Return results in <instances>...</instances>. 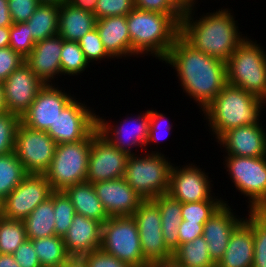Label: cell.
Returning a JSON list of instances; mask_svg holds the SVG:
<instances>
[{"instance_id":"obj_48","label":"cell","mask_w":266,"mask_h":267,"mask_svg":"<svg viewBox=\"0 0 266 267\" xmlns=\"http://www.w3.org/2000/svg\"><path fill=\"white\" fill-rule=\"evenodd\" d=\"M12 255L20 267H41L30 239L25 240Z\"/></svg>"},{"instance_id":"obj_15","label":"cell","mask_w":266,"mask_h":267,"mask_svg":"<svg viewBox=\"0 0 266 267\" xmlns=\"http://www.w3.org/2000/svg\"><path fill=\"white\" fill-rule=\"evenodd\" d=\"M132 117L133 115L130 117L128 116L126 119H123L125 121L120 122V124L116 126L115 124L112 126L113 124L108 123L103 117L97 115V128L99 133L113 146L125 152L128 156L136 155V153L132 151L134 146L135 148L140 147L142 151L148 152L149 110L145 111L143 114H138L137 117Z\"/></svg>"},{"instance_id":"obj_2","label":"cell","mask_w":266,"mask_h":267,"mask_svg":"<svg viewBox=\"0 0 266 267\" xmlns=\"http://www.w3.org/2000/svg\"><path fill=\"white\" fill-rule=\"evenodd\" d=\"M223 8L199 19L193 16L194 8L184 11L180 36L194 49L226 62L247 37L239 31L231 9Z\"/></svg>"},{"instance_id":"obj_47","label":"cell","mask_w":266,"mask_h":267,"mask_svg":"<svg viewBox=\"0 0 266 267\" xmlns=\"http://www.w3.org/2000/svg\"><path fill=\"white\" fill-rule=\"evenodd\" d=\"M135 8L164 14H183L173 0H134Z\"/></svg>"},{"instance_id":"obj_31","label":"cell","mask_w":266,"mask_h":267,"mask_svg":"<svg viewBox=\"0 0 266 267\" xmlns=\"http://www.w3.org/2000/svg\"><path fill=\"white\" fill-rule=\"evenodd\" d=\"M59 5L43 4L37 7L26 23L35 43L58 35Z\"/></svg>"},{"instance_id":"obj_43","label":"cell","mask_w":266,"mask_h":267,"mask_svg":"<svg viewBox=\"0 0 266 267\" xmlns=\"http://www.w3.org/2000/svg\"><path fill=\"white\" fill-rule=\"evenodd\" d=\"M163 113H159L158 111L149 110V138L147 141V145L150 143H160L159 141L164 140L169 135L170 130L172 129V123L170 125V121L167 119V117ZM164 127V128H163ZM166 132V134H164ZM164 134V137L161 136V134ZM163 137V138H161Z\"/></svg>"},{"instance_id":"obj_5","label":"cell","mask_w":266,"mask_h":267,"mask_svg":"<svg viewBox=\"0 0 266 267\" xmlns=\"http://www.w3.org/2000/svg\"><path fill=\"white\" fill-rule=\"evenodd\" d=\"M227 84L239 87L266 103V52L248 37L226 61Z\"/></svg>"},{"instance_id":"obj_37","label":"cell","mask_w":266,"mask_h":267,"mask_svg":"<svg viewBox=\"0 0 266 267\" xmlns=\"http://www.w3.org/2000/svg\"><path fill=\"white\" fill-rule=\"evenodd\" d=\"M217 197L213 196L210 200L200 202L181 203L182 220L205 223L223 203L228 202Z\"/></svg>"},{"instance_id":"obj_18","label":"cell","mask_w":266,"mask_h":267,"mask_svg":"<svg viewBox=\"0 0 266 267\" xmlns=\"http://www.w3.org/2000/svg\"><path fill=\"white\" fill-rule=\"evenodd\" d=\"M45 84L23 62L3 82L7 112L22 116Z\"/></svg>"},{"instance_id":"obj_20","label":"cell","mask_w":266,"mask_h":267,"mask_svg":"<svg viewBox=\"0 0 266 267\" xmlns=\"http://www.w3.org/2000/svg\"><path fill=\"white\" fill-rule=\"evenodd\" d=\"M227 155L240 157L266 156V132L262 123L232 128L217 140Z\"/></svg>"},{"instance_id":"obj_29","label":"cell","mask_w":266,"mask_h":267,"mask_svg":"<svg viewBox=\"0 0 266 267\" xmlns=\"http://www.w3.org/2000/svg\"><path fill=\"white\" fill-rule=\"evenodd\" d=\"M54 191L24 220L27 239H39L55 235Z\"/></svg>"},{"instance_id":"obj_50","label":"cell","mask_w":266,"mask_h":267,"mask_svg":"<svg viewBox=\"0 0 266 267\" xmlns=\"http://www.w3.org/2000/svg\"><path fill=\"white\" fill-rule=\"evenodd\" d=\"M13 24L8 0H0V27H11Z\"/></svg>"},{"instance_id":"obj_53","label":"cell","mask_w":266,"mask_h":267,"mask_svg":"<svg viewBox=\"0 0 266 267\" xmlns=\"http://www.w3.org/2000/svg\"><path fill=\"white\" fill-rule=\"evenodd\" d=\"M0 267H20L12 254H0Z\"/></svg>"},{"instance_id":"obj_41","label":"cell","mask_w":266,"mask_h":267,"mask_svg":"<svg viewBox=\"0 0 266 267\" xmlns=\"http://www.w3.org/2000/svg\"><path fill=\"white\" fill-rule=\"evenodd\" d=\"M80 48L82 49L86 61L91 62L103 60L105 58L111 59L112 57L107 53L100 37L98 30L94 28L83 36L79 41Z\"/></svg>"},{"instance_id":"obj_6","label":"cell","mask_w":266,"mask_h":267,"mask_svg":"<svg viewBox=\"0 0 266 267\" xmlns=\"http://www.w3.org/2000/svg\"><path fill=\"white\" fill-rule=\"evenodd\" d=\"M149 152L128 156L124 175L126 182L144 200L168 193L173 165L159 150Z\"/></svg>"},{"instance_id":"obj_46","label":"cell","mask_w":266,"mask_h":267,"mask_svg":"<svg viewBox=\"0 0 266 267\" xmlns=\"http://www.w3.org/2000/svg\"><path fill=\"white\" fill-rule=\"evenodd\" d=\"M81 257L87 262L88 267H134L126 262L120 261L102 249L86 253Z\"/></svg>"},{"instance_id":"obj_42","label":"cell","mask_w":266,"mask_h":267,"mask_svg":"<svg viewBox=\"0 0 266 267\" xmlns=\"http://www.w3.org/2000/svg\"><path fill=\"white\" fill-rule=\"evenodd\" d=\"M134 8V0H98L94 15L97 20L112 16H127Z\"/></svg>"},{"instance_id":"obj_30","label":"cell","mask_w":266,"mask_h":267,"mask_svg":"<svg viewBox=\"0 0 266 267\" xmlns=\"http://www.w3.org/2000/svg\"><path fill=\"white\" fill-rule=\"evenodd\" d=\"M171 263L177 267H216L203 236L179 245L173 252Z\"/></svg>"},{"instance_id":"obj_21","label":"cell","mask_w":266,"mask_h":267,"mask_svg":"<svg viewBox=\"0 0 266 267\" xmlns=\"http://www.w3.org/2000/svg\"><path fill=\"white\" fill-rule=\"evenodd\" d=\"M237 217L231 206L223 203L204 224L203 237L216 264L223 257L232 232L244 221V217Z\"/></svg>"},{"instance_id":"obj_45","label":"cell","mask_w":266,"mask_h":267,"mask_svg":"<svg viewBox=\"0 0 266 267\" xmlns=\"http://www.w3.org/2000/svg\"><path fill=\"white\" fill-rule=\"evenodd\" d=\"M24 60L9 46L0 48V81L4 82L13 71L25 62Z\"/></svg>"},{"instance_id":"obj_44","label":"cell","mask_w":266,"mask_h":267,"mask_svg":"<svg viewBox=\"0 0 266 267\" xmlns=\"http://www.w3.org/2000/svg\"><path fill=\"white\" fill-rule=\"evenodd\" d=\"M40 5L38 0H8L13 23H22L30 19Z\"/></svg>"},{"instance_id":"obj_49","label":"cell","mask_w":266,"mask_h":267,"mask_svg":"<svg viewBox=\"0 0 266 267\" xmlns=\"http://www.w3.org/2000/svg\"><path fill=\"white\" fill-rule=\"evenodd\" d=\"M204 224L182 220L178 229L179 244L191 242L195 238L203 236Z\"/></svg>"},{"instance_id":"obj_16","label":"cell","mask_w":266,"mask_h":267,"mask_svg":"<svg viewBox=\"0 0 266 267\" xmlns=\"http://www.w3.org/2000/svg\"><path fill=\"white\" fill-rule=\"evenodd\" d=\"M74 98L55 83L46 84L37 93L30 107L20 116L21 123L34 130L47 131Z\"/></svg>"},{"instance_id":"obj_32","label":"cell","mask_w":266,"mask_h":267,"mask_svg":"<svg viewBox=\"0 0 266 267\" xmlns=\"http://www.w3.org/2000/svg\"><path fill=\"white\" fill-rule=\"evenodd\" d=\"M31 241L41 267H60L70 257L62 237L54 235Z\"/></svg>"},{"instance_id":"obj_56","label":"cell","mask_w":266,"mask_h":267,"mask_svg":"<svg viewBox=\"0 0 266 267\" xmlns=\"http://www.w3.org/2000/svg\"><path fill=\"white\" fill-rule=\"evenodd\" d=\"M6 111L3 82L0 81V114Z\"/></svg>"},{"instance_id":"obj_7","label":"cell","mask_w":266,"mask_h":267,"mask_svg":"<svg viewBox=\"0 0 266 267\" xmlns=\"http://www.w3.org/2000/svg\"><path fill=\"white\" fill-rule=\"evenodd\" d=\"M92 133L82 141L58 144L54 157L44 173L53 191L86 181Z\"/></svg>"},{"instance_id":"obj_23","label":"cell","mask_w":266,"mask_h":267,"mask_svg":"<svg viewBox=\"0 0 266 267\" xmlns=\"http://www.w3.org/2000/svg\"><path fill=\"white\" fill-rule=\"evenodd\" d=\"M102 223L76 214L63 237L70 256H83L101 247Z\"/></svg>"},{"instance_id":"obj_14","label":"cell","mask_w":266,"mask_h":267,"mask_svg":"<svg viewBox=\"0 0 266 267\" xmlns=\"http://www.w3.org/2000/svg\"><path fill=\"white\" fill-rule=\"evenodd\" d=\"M128 155L113 146L96 128L92 132V145L86 181L114 180L124 177Z\"/></svg>"},{"instance_id":"obj_8","label":"cell","mask_w":266,"mask_h":267,"mask_svg":"<svg viewBox=\"0 0 266 267\" xmlns=\"http://www.w3.org/2000/svg\"><path fill=\"white\" fill-rule=\"evenodd\" d=\"M100 249L134 267H152L143 256L138 226L132 216L109 217L102 224Z\"/></svg>"},{"instance_id":"obj_3","label":"cell","mask_w":266,"mask_h":267,"mask_svg":"<svg viewBox=\"0 0 266 267\" xmlns=\"http://www.w3.org/2000/svg\"><path fill=\"white\" fill-rule=\"evenodd\" d=\"M126 17L132 50L138 57L152 55L161 61L180 35L183 14H164L134 8Z\"/></svg>"},{"instance_id":"obj_54","label":"cell","mask_w":266,"mask_h":267,"mask_svg":"<svg viewBox=\"0 0 266 267\" xmlns=\"http://www.w3.org/2000/svg\"><path fill=\"white\" fill-rule=\"evenodd\" d=\"M10 27H0V48L9 46Z\"/></svg>"},{"instance_id":"obj_9","label":"cell","mask_w":266,"mask_h":267,"mask_svg":"<svg viewBox=\"0 0 266 267\" xmlns=\"http://www.w3.org/2000/svg\"><path fill=\"white\" fill-rule=\"evenodd\" d=\"M225 169L236 190L248 197L250 211L266 210V156L240 157L227 155Z\"/></svg>"},{"instance_id":"obj_57","label":"cell","mask_w":266,"mask_h":267,"mask_svg":"<svg viewBox=\"0 0 266 267\" xmlns=\"http://www.w3.org/2000/svg\"><path fill=\"white\" fill-rule=\"evenodd\" d=\"M38 1L43 4H56L59 6L64 2H66V0H38Z\"/></svg>"},{"instance_id":"obj_58","label":"cell","mask_w":266,"mask_h":267,"mask_svg":"<svg viewBox=\"0 0 266 267\" xmlns=\"http://www.w3.org/2000/svg\"><path fill=\"white\" fill-rule=\"evenodd\" d=\"M0 217H2V200H0Z\"/></svg>"},{"instance_id":"obj_35","label":"cell","mask_w":266,"mask_h":267,"mask_svg":"<svg viewBox=\"0 0 266 267\" xmlns=\"http://www.w3.org/2000/svg\"><path fill=\"white\" fill-rule=\"evenodd\" d=\"M27 240L22 220L0 217V254H13Z\"/></svg>"},{"instance_id":"obj_4","label":"cell","mask_w":266,"mask_h":267,"mask_svg":"<svg viewBox=\"0 0 266 267\" xmlns=\"http://www.w3.org/2000/svg\"><path fill=\"white\" fill-rule=\"evenodd\" d=\"M266 104L245 90L226 84L216 98L203 110L204 119L216 140L226 131L257 124ZM206 117V118H205Z\"/></svg>"},{"instance_id":"obj_59","label":"cell","mask_w":266,"mask_h":267,"mask_svg":"<svg viewBox=\"0 0 266 267\" xmlns=\"http://www.w3.org/2000/svg\"><path fill=\"white\" fill-rule=\"evenodd\" d=\"M163 267H177V266H174L171 262Z\"/></svg>"},{"instance_id":"obj_52","label":"cell","mask_w":266,"mask_h":267,"mask_svg":"<svg viewBox=\"0 0 266 267\" xmlns=\"http://www.w3.org/2000/svg\"><path fill=\"white\" fill-rule=\"evenodd\" d=\"M60 267H88V265L81 256H70Z\"/></svg>"},{"instance_id":"obj_25","label":"cell","mask_w":266,"mask_h":267,"mask_svg":"<svg viewBox=\"0 0 266 267\" xmlns=\"http://www.w3.org/2000/svg\"><path fill=\"white\" fill-rule=\"evenodd\" d=\"M253 249V227L244 219L232 232L227 249L216 267H252Z\"/></svg>"},{"instance_id":"obj_22","label":"cell","mask_w":266,"mask_h":267,"mask_svg":"<svg viewBox=\"0 0 266 267\" xmlns=\"http://www.w3.org/2000/svg\"><path fill=\"white\" fill-rule=\"evenodd\" d=\"M64 39L59 35L46 38L35 44L25 63L46 85L52 84L56 76H61L60 55Z\"/></svg>"},{"instance_id":"obj_19","label":"cell","mask_w":266,"mask_h":267,"mask_svg":"<svg viewBox=\"0 0 266 267\" xmlns=\"http://www.w3.org/2000/svg\"><path fill=\"white\" fill-rule=\"evenodd\" d=\"M93 186L109 217L133 216L144 201L124 177L95 182Z\"/></svg>"},{"instance_id":"obj_51","label":"cell","mask_w":266,"mask_h":267,"mask_svg":"<svg viewBox=\"0 0 266 267\" xmlns=\"http://www.w3.org/2000/svg\"><path fill=\"white\" fill-rule=\"evenodd\" d=\"M97 1L98 0H66V3L75 8L94 14Z\"/></svg>"},{"instance_id":"obj_55","label":"cell","mask_w":266,"mask_h":267,"mask_svg":"<svg viewBox=\"0 0 266 267\" xmlns=\"http://www.w3.org/2000/svg\"><path fill=\"white\" fill-rule=\"evenodd\" d=\"M173 2L184 12L190 9H196V0H173Z\"/></svg>"},{"instance_id":"obj_39","label":"cell","mask_w":266,"mask_h":267,"mask_svg":"<svg viewBox=\"0 0 266 267\" xmlns=\"http://www.w3.org/2000/svg\"><path fill=\"white\" fill-rule=\"evenodd\" d=\"M21 118L17 114L3 112L0 114V155L14 151L15 138Z\"/></svg>"},{"instance_id":"obj_17","label":"cell","mask_w":266,"mask_h":267,"mask_svg":"<svg viewBox=\"0 0 266 267\" xmlns=\"http://www.w3.org/2000/svg\"><path fill=\"white\" fill-rule=\"evenodd\" d=\"M175 166L173 164L170 171L167 194L181 203L200 202L213 197L212 180L201 168L193 163L180 168Z\"/></svg>"},{"instance_id":"obj_33","label":"cell","mask_w":266,"mask_h":267,"mask_svg":"<svg viewBox=\"0 0 266 267\" xmlns=\"http://www.w3.org/2000/svg\"><path fill=\"white\" fill-rule=\"evenodd\" d=\"M27 175L14 151L0 155V200H4Z\"/></svg>"},{"instance_id":"obj_24","label":"cell","mask_w":266,"mask_h":267,"mask_svg":"<svg viewBox=\"0 0 266 267\" xmlns=\"http://www.w3.org/2000/svg\"><path fill=\"white\" fill-rule=\"evenodd\" d=\"M96 29L107 53L113 59L130 56L137 57V54L131 48L126 16H112L98 19L96 21Z\"/></svg>"},{"instance_id":"obj_26","label":"cell","mask_w":266,"mask_h":267,"mask_svg":"<svg viewBox=\"0 0 266 267\" xmlns=\"http://www.w3.org/2000/svg\"><path fill=\"white\" fill-rule=\"evenodd\" d=\"M93 13L75 8L64 2L59 8L58 35L67 41L78 42L88 32L96 28Z\"/></svg>"},{"instance_id":"obj_34","label":"cell","mask_w":266,"mask_h":267,"mask_svg":"<svg viewBox=\"0 0 266 267\" xmlns=\"http://www.w3.org/2000/svg\"><path fill=\"white\" fill-rule=\"evenodd\" d=\"M245 220L253 227L254 257L252 267H266V210L250 211Z\"/></svg>"},{"instance_id":"obj_10","label":"cell","mask_w":266,"mask_h":267,"mask_svg":"<svg viewBox=\"0 0 266 267\" xmlns=\"http://www.w3.org/2000/svg\"><path fill=\"white\" fill-rule=\"evenodd\" d=\"M137 223L141 250L151 266H165L172 261L173 253L163 240L161 216L152 200H144L132 216Z\"/></svg>"},{"instance_id":"obj_13","label":"cell","mask_w":266,"mask_h":267,"mask_svg":"<svg viewBox=\"0 0 266 267\" xmlns=\"http://www.w3.org/2000/svg\"><path fill=\"white\" fill-rule=\"evenodd\" d=\"M53 192L44 174H27L22 182L2 201V217L24 220Z\"/></svg>"},{"instance_id":"obj_27","label":"cell","mask_w":266,"mask_h":267,"mask_svg":"<svg viewBox=\"0 0 266 267\" xmlns=\"http://www.w3.org/2000/svg\"><path fill=\"white\" fill-rule=\"evenodd\" d=\"M63 192L73 204L76 214L97 220L102 224L109 218L92 183L87 181L77 183L67 187Z\"/></svg>"},{"instance_id":"obj_12","label":"cell","mask_w":266,"mask_h":267,"mask_svg":"<svg viewBox=\"0 0 266 267\" xmlns=\"http://www.w3.org/2000/svg\"><path fill=\"white\" fill-rule=\"evenodd\" d=\"M74 98L46 131L56 144L86 139L97 128V114L81 100Z\"/></svg>"},{"instance_id":"obj_11","label":"cell","mask_w":266,"mask_h":267,"mask_svg":"<svg viewBox=\"0 0 266 267\" xmlns=\"http://www.w3.org/2000/svg\"><path fill=\"white\" fill-rule=\"evenodd\" d=\"M56 146L46 131L34 130L20 123L14 152L27 174H44L52 162Z\"/></svg>"},{"instance_id":"obj_28","label":"cell","mask_w":266,"mask_h":267,"mask_svg":"<svg viewBox=\"0 0 266 267\" xmlns=\"http://www.w3.org/2000/svg\"><path fill=\"white\" fill-rule=\"evenodd\" d=\"M159 208L163 240L173 253L179 247L178 229L182 222L181 202L169 194H163L152 200Z\"/></svg>"},{"instance_id":"obj_1","label":"cell","mask_w":266,"mask_h":267,"mask_svg":"<svg viewBox=\"0 0 266 267\" xmlns=\"http://www.w3.org/2000/svg\"><path fill=\"white\" fill-rule=\"evenodd\" d=\"M163 61L175 69L183 92L202 112L227 84L226 62L194 49L180 35Z\"/></svg>"},{"instance_id":"obj_36","label":"cell","mask_w":266,"mask_h":267,"mask_svg":"<svg viewBox=\"0 0 266 267\" xmlns=\"http://www.w3.org/2000/svg\"><path fill=\"white\" fill-rule=\"evenodd\" d=\"M61 75L76 76L88 68L84 53L79 42L63 41V48L60 55Z\"/></svg>"},{"instance_id":"obj_38","label":"cell","mask_w":266,"mask_h":267,"mask_svg":"<svg viewBox=\"0 0 266 267\" xmlns=\"http://www.w3.org/2000/svg\"><path fill=\"white\" fill-rule=\"evenodd\" d=\"M53 211L55 235L63 238L76 215L73 204L63 191H54Z\"/></svg>"},{"instance_id":"obj_40","label":"cell","mask_w":266,"mask_h":267,"mask_svg":"<svg viewBox=\"0 0 266 267\" xmlns=\"http://www.w3.org/2000/svg\"><path fill=\"white\" fill-rule=\"evenodd\" d=\"M35 44L26 22L14 23L10 27L9 47L21 57L25 59L33 50Z\"/></svg>"}]
</instances>
